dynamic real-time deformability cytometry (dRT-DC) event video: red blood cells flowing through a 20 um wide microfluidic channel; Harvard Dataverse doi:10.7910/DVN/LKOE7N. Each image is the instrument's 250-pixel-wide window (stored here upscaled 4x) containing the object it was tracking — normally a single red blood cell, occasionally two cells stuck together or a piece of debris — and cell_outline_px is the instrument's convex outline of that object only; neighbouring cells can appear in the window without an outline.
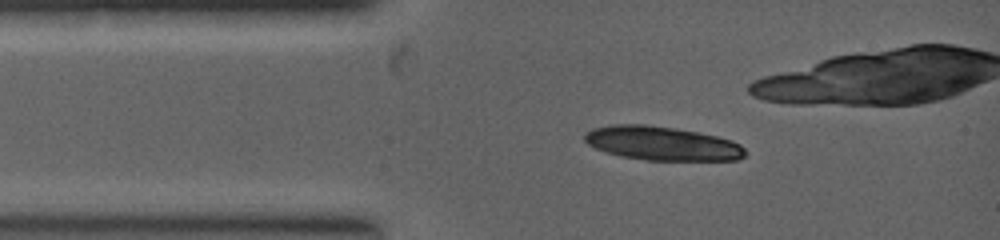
{"species": "common noctule bat (a hibernating species)", "species_latin": "Nyctalus noctula", "temperature_condition": "warm", "stored_images_in_passage": 5, "camera_frame_rate_fps": 5000, "um_per_image_px": 0.085, "animal": {"sex": "female", "body_mass_g": 19.0, "forearm_length_mm": 53.3}, "frame": {"image": 1, "passage_image": 1, "time_ms": 0.0, "image_size_px": [1000, 240], "cell_outline_px": [[744, 156], [736, 160], [648, 160], [620, 156], [596, 148], [588, 144], [584, 140], [584, 132], [592, 128], [612, 124], [644, 124], [676, 128], [716, 136], [732, 140], [740, 144], [744, 148]], "centroid_in_image_um": [56.24, 12.18], "position_along_channel_um": 28.8, "area_um2": 31.67}}